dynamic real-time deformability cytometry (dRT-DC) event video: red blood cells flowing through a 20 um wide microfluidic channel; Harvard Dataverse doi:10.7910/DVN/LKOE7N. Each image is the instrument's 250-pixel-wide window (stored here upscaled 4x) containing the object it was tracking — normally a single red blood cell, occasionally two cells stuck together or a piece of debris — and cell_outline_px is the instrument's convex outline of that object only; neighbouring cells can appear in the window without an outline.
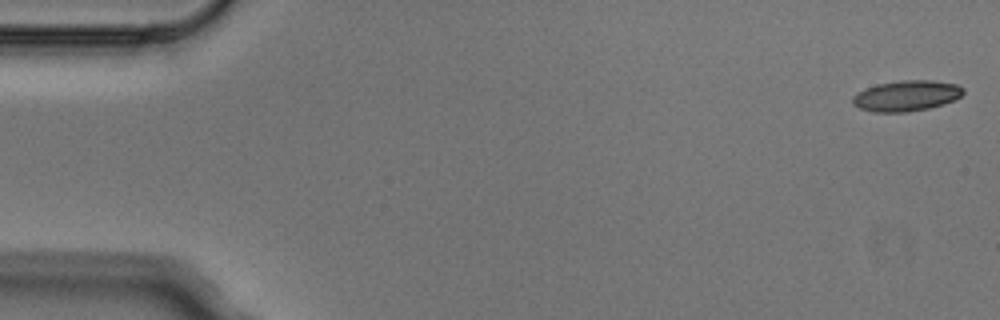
{"species": "Egyptian fruit bat (a non-hibernating species)", "species_latin": "Rousettus aegyptiacus", "temperature_condition": "cold", "stored_images_in_passage": 5, "segment_of_instrument_passage": [2, 2], "camera_frame_rate_fps": 3000, "um_per_image_px": 0.085, "animal": {"sex": "male"}, "frame": {"image": 1, "passage_image": 5, "time_ms": 1.333, "image_size_px": [1000, 320], "cell_outline_px": [[964, 92], [960, 96], [944, 104], [928, 108], [904, 112], [872, 112], [860, 108], [852, 104], [852, 96], [856, 92], [876, 84], [900, 80], [932, 80], [956, 84], [964, 88]], "centroid_in_image_um": [77.01, 8.13], "position_along_channel_um": 8.0, "area_um2": 19.83}}